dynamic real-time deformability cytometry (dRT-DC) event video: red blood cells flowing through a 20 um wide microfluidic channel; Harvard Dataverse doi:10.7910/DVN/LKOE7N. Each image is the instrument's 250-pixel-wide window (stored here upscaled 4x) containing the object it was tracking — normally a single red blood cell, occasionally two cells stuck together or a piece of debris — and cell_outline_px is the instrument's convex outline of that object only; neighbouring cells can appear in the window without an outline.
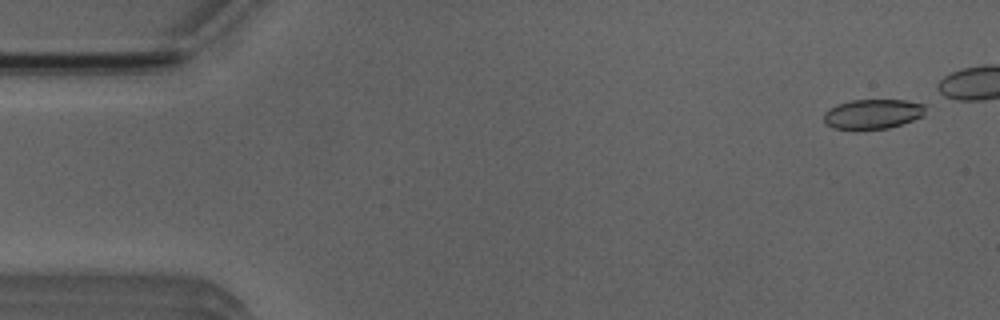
{"species": "Egyptian fruit bat (a non-hibernating species)", "species_latin": "Rousettus aegyptiacus", "temperature_condition": "room temperature", "stored_images_in_passage": 5, "camera_frame_rate_fps": 3000, "um_per_image_px": 0.085, "animal": {"sex": "male"}, "frame": {"image": 1, "passage_image": 1, "time_ms": 0.0, "image_size_px": [1000, 320], "cell_outline_px": [[924, 116], [888, 128], [832, 128], [824, 120], [824, 112], [828, 108], [836, 104], [852, 100], [904, 100], [924, 104]], "centroid_in_image_um": [74.17, 9.66], "position_along_channel_um": 10.8, "area_um2": 17.28}}